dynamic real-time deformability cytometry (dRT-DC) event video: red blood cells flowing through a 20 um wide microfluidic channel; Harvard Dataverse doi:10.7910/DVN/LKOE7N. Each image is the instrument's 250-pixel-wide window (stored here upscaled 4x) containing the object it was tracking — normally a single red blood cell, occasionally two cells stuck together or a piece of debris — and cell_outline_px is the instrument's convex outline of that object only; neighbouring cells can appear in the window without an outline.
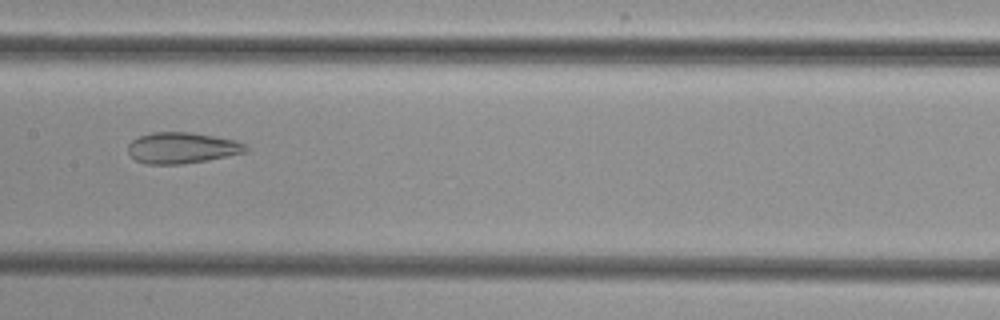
{"species": "common noctule bat (a hibernating species)", "species_latin": "Nyctalus noctula", "temperature_condition": "cold", "stored_images_in_passage": 4, "camera_frame_rate_fps": 3000, "um_per_image_px": 0.085, "animal": {"sex": "female", "body_mass_g": 29.2, "forearm_length_mm": 56.3}, "frame": {"image": 1, "passage_image": 4, "time_ms": 3.333, "image_size_px": [1000, 320], "cell_outline_px": [[248, 152], [208, 160], [180, 164], [144, 164], [136, 160], [128, 152], [128, 144], [132, 140], [140, 136], [152, 132], [192, 132], [236, 140], [244, 144], [248, 148]], "centroid_in_image_um": [15.48, 12.57], "position_along_channel_um": 191.9, "area_um2": 21.39}}